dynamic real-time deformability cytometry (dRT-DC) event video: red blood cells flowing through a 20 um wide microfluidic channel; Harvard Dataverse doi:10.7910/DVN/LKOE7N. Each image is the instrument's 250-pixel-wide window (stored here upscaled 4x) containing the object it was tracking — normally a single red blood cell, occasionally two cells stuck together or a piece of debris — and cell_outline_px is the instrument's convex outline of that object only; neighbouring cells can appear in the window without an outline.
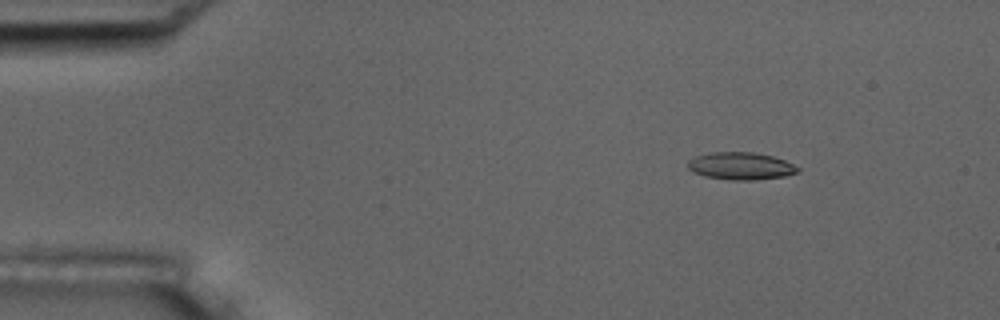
{"species": "common noctule bat (a hibernating species)", "species_latin": "Nyctalus noctula", "temperature_condition": "room temperature", "stored_images_in_passage": 6, "camera_frame_rate_fps": 3000, "um_per_image_px": 0.085, "animal": {"sex": "male", "body_mass_g": 17.5, "forearm_length_mm": 52.3}, "frame": {"image": 1, "passage_image": 3, "time_ms": 2.333, "image_size_px": [1000, 320], "cell_outline_px": [[800, 172], [784, 176], [756, 180], [732, 180], [704, 176], [692, 172], [688, 168], [688, 160], [696, 156], [708, 152], [752, 152], [772, 156], [784, 160], [800, 168]], "centroid_in_image_um": [62.95, 14.11], "position_along_channel_um": 22.1, "area_um2": 17.63}}